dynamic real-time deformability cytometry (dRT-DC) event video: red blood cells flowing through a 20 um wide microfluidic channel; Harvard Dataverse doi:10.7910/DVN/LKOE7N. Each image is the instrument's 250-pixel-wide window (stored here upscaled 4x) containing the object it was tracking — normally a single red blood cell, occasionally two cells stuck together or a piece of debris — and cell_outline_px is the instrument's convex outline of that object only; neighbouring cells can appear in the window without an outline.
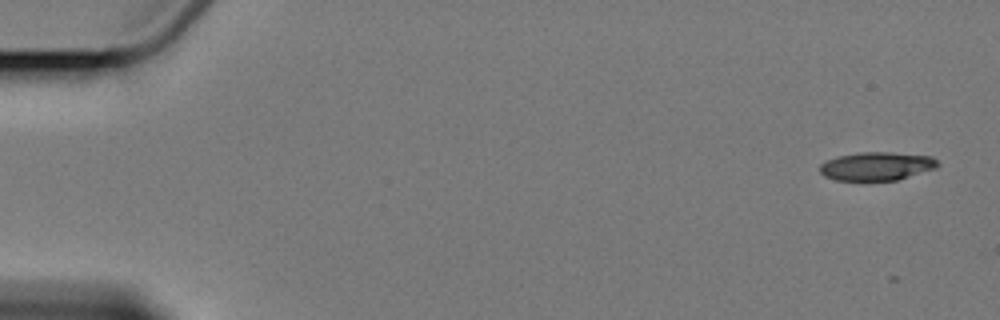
{"species": "Egyptian fruit bat (a non-hibernating species)", "species_latin": "Rousettus aegyptiacus", "temperature_condition": "cold", "stored_images_in_passage": 9, "camera_frame_rate_fps": 3000, "um_per_image_px": 0.085, "animal": {"sex": "female"}, "frame": {"image": 1, "passage_image": 1, "time_ms": 0.0, "image_size_px": [1000, 320], "cell_outline_px": [[940, 164], [936, 168], [896, 180], [836, 180], [824, 176], [820, 172], [820, 164], [836, 156], [860, 152], [892, 152], [932, 156]], "centroid_in_image_um": [74.52, 14.11], "position_along_channel_um": 10.5, "area_um2": 19.48}}
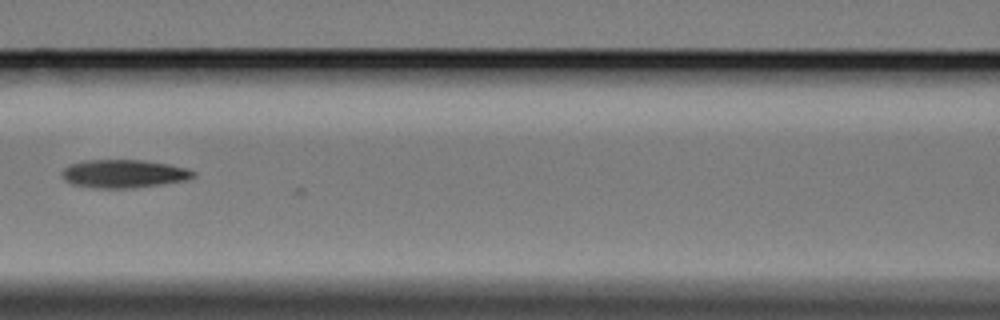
{"frame": {"image": 2, "passage_image": 8, "time_ms": 8.333, "image_size_px": [1000, 320], "cell_outline_px": [[196, 176], [188, 180], [132, 188], [92, 188], [72, 184], [64, 180], [60, 172], [64, 168], [72, 164], [84, 160], [144, 160], [168, 164], [188, 168], [196, 172]], "centroid_in_image_um": [10.53, 14.77], "position_along_channel_um": 156.1, "area_um2": 21.73}}